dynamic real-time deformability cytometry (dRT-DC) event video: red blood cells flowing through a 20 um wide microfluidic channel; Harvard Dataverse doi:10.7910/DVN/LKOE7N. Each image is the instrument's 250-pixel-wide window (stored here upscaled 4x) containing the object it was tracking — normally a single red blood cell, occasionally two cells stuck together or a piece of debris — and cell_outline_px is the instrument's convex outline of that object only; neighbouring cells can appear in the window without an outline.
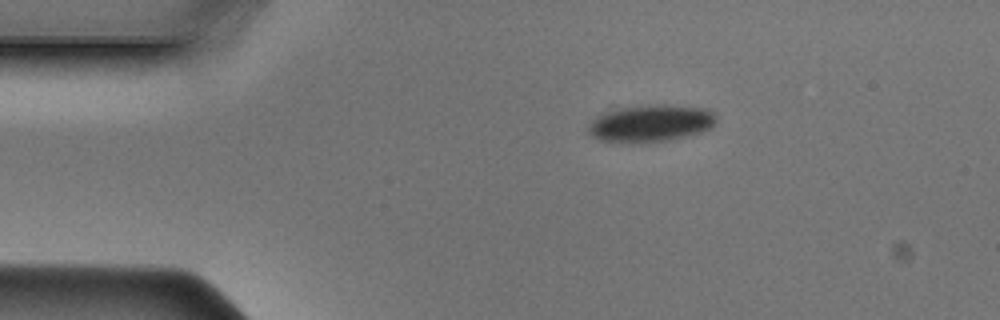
{"species": "Egyptian fruit bat (a non-hibernating species)", "species_latin": "Rousettus aegyptiacus", "temperature_condition": "cold", "stored_images_in_passage": 13, "camera_frame_rate_fps": 3000, "um_per_image_px": 0.085, "animal": {"sex": "male"}, "frame": {"image": 1, "passage_image": 1, "time_ms": 0.0, "image_size_px": [1000, 320], "cell_outline_px": [[716, 120], [712, 128], [700, 132], [668, 140], [640, 144], [628, 144], [600, 140], [592, 136], [588, 132], [588, 124], [596, 116], [604, 112], [624, 108], [648, 104], [664, 104], [708, 108], [716, 116]], "centroid_in_image_um": [55.3, 10.49], "position_along_channel_um": 29.7, "area_um2": 28.09}}
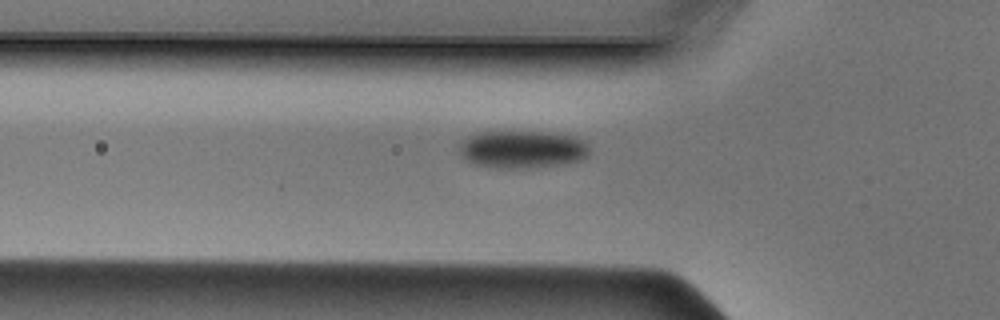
{"frame": {"image": 2, "passage_image": 8, "time_ms": 2.333, "image_size_px": [1000, 320], "cell_outline_px": [[588, 156], [580, 160], [556, 164], [512, 168], [504, 168], [476, 164], [468, 160], [456, 148], [468, 136], [476, 132], [540, 132], [572, 136], [580, 140], [588, 148]], "centroid_in_image_um": [44.33, 12.67], "position_along_channel_um": 81.5, "area_um2": 27.63}}
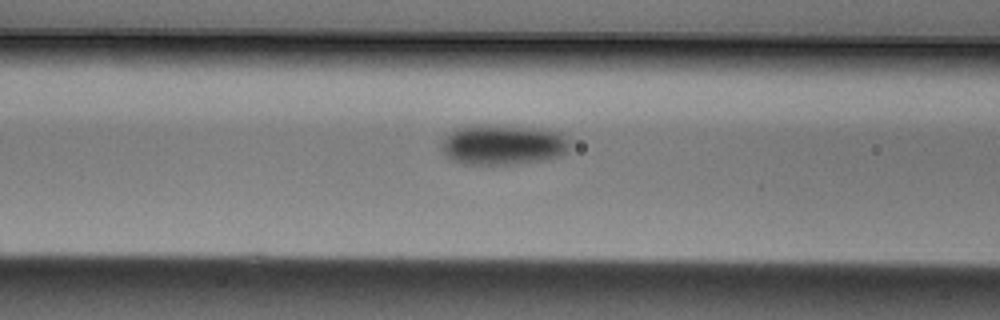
{"frame": {"image": 3, "passage_image": 11, "time_ms": 3.333, "image_size_px": [1000, 320], "cell_outline_px": [[568, 148], [560, 156], [544, 160], [512, 164], [464, 164], [452, 160], [440, 148], [440, 144], [456, 128], [476, 124], [484, 124], [540, 128], [560, 132], [568, 140]], "centroid_in_image_um": [42.74, 12.29], "position_along_channel_um": 123.9, "area_um2": 30.06}}